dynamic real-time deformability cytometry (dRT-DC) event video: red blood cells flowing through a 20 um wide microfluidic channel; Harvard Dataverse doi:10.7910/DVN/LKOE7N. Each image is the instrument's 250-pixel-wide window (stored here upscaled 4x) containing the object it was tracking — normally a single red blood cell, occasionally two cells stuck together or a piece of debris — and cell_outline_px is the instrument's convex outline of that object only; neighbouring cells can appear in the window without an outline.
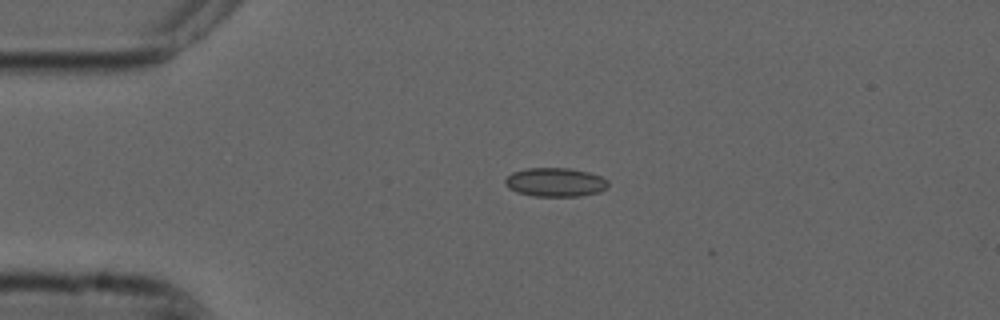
{"species": "common noctule bat (a hibernating species)", "species_latin": "Nyctalus noctula", "temperature_condition": "cold", "stored_images_in_passage": 4, "camera_frame_rate_fps": 3000, "um_per_image_px": 0.085, "animal": {"sex": "male", "forearm_length_mm": 52.5}, "frame": {"image": 1, "passage_image": 1, "time_ms": 0.0, "image_size_px": [1000, 320], "cell_outline_px": [[608, 188], [600, 192], [580, 196], [532, 196], [516, 192], [508, 188], [504, 184], [504, 180], [512, 172], [524, 168], [568, 168], [588, 172], [600, 176], [608, 180]], "centroid_in_image_um": [47.18, 15.49], "position_along_channel_um": 37.8, "area_um2": 17.51}}